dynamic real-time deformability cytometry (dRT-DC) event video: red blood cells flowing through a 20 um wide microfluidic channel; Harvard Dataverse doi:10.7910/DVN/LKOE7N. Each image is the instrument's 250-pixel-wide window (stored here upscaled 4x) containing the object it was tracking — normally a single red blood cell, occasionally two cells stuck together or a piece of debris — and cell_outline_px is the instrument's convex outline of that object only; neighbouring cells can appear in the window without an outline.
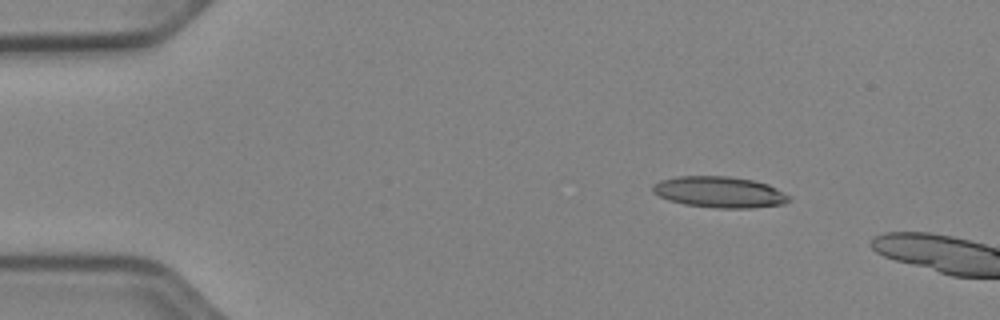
{"species": "Egyptian fruit bat (a non-hibernating species)", "species_latin": "Rousettus aegyptiacus", "temperature_condition": "cold", "stored_images_in_passage": 11, "camera_frame_rate_fps": 3000, "um_per_image_px": 0.085, "animal": {"sex": "female"}, "frame": {"image": 1, "passage_image": 7, "time_ms": 2.0, "image_size_px": [1000, 320], "cell_outline_px": [[792, 200], [784, 204], [752, 208], [716, 208], [684, 204], [668, 200], [652, 192], [652, 184], [660, 180], [676, 176], [728, 176], [752, 180], [768, 184], [792, 196]], "centroid_in_image_um": [61.17, 16.33], "position_along_channel_um": 23.8, "area_um2": 24.97}}